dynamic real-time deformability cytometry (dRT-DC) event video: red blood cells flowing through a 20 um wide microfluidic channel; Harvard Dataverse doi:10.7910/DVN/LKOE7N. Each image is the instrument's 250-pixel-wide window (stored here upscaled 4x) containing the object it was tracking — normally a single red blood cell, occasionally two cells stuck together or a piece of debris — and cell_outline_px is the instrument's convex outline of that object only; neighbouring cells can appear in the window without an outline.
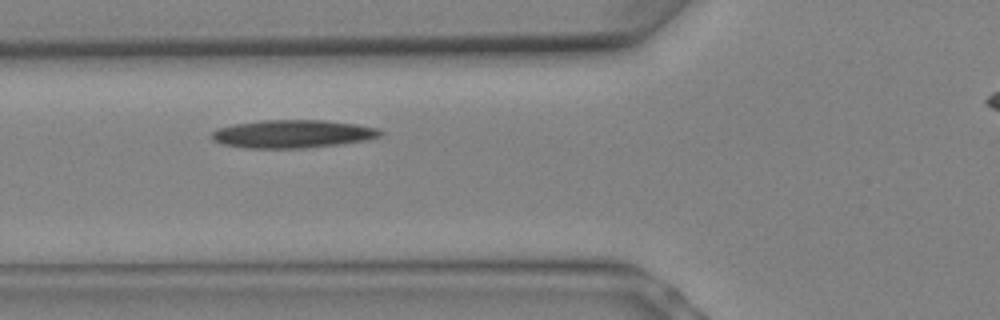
{"species": "Egyptian fruit bat (a non-hibernating species)", "species_latin": "Rousettus aegyptiacus", "temperature_condition": "warm", "stored_images_in_passage": 3, "camera_frame_rate_fps": 3000, "um_per_image_px": 0.085, "animal": {"sex": "female"}, "frame": {"image": 1, "passage_image": 2, "time_ms": 0.333, "image_size_px": [1000, 320], "cell_outline_px": [[384, 132], [380, 136], [368, 140], [340, 144], [304, 148], [244, 148], [224, 144], [212, 140], [212, 132], [216, 128], [236, 124], [260, 120], [324, 120], [356, 124], [376, 128]], "centroid_in_image_um": [24.88, 11.38], "position_along_channel_um": 100.9, "area_um2": 27.57}}